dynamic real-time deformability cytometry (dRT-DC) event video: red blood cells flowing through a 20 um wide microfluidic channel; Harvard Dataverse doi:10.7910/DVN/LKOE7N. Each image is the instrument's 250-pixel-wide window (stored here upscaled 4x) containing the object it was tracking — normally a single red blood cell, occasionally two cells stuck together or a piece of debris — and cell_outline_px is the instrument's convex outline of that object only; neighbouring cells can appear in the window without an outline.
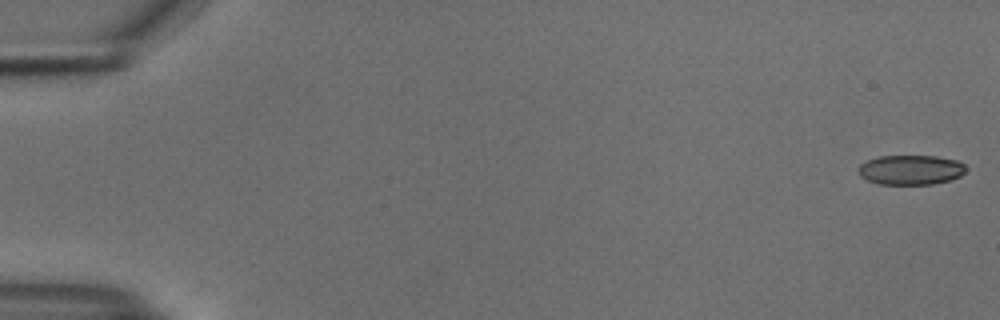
{"species": "common noctule bat (a hibernating species)", "species_latin": "Nyctalus noctula", "temperature_condition": "cold", "stored_images_in_passage": 54, "camera_frame_rate_fps": 3000, "um_per_image_px": 0.085, "animal": {"sex": "male", "body_mass_g": 18.8}, "frame": {"image": 1, "passage_image": 1, "time_ms": 0.0, "image_size_px": [1000, 320], "cell_outline_px": [[968, 168], [960, 176], [948, 180], [932, 184], [880, 184], [868, 180], [860, 176], [860, 164], [868, 160], [880, 156], [936, 156], [956, 160], [964, 164]], "centroid_in_image_um": [77.44, 14.43], "position_along_channel_um": 7.6, "area_um2": 18.44}}
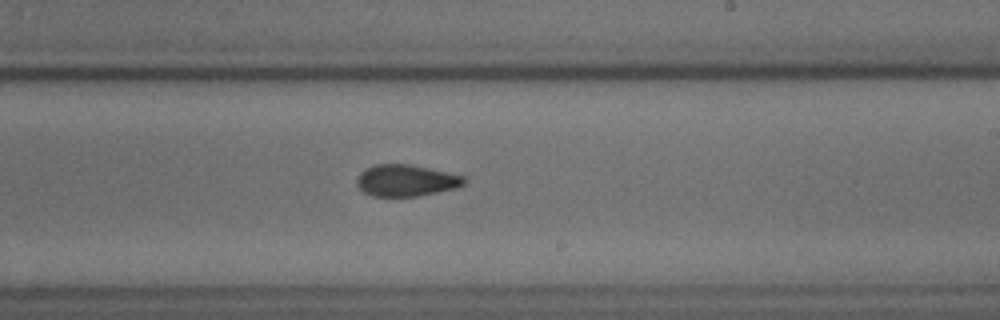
{"frame": {"image": 2, "passage_image": 33, "time_ms": 10.667, "image_size_px": [1000, 320], "cell_outline_px": [[468, 180], [464, 184], [456, 188], [416, 196], [372, 196], [364, 192], [356, 184], [356, 180], [360, 172], [364, 168], [376, 164], [408, 164], [468, 176]], "centroid_in_image_um": [34.53, 15.33], "position_along_channel_um": 254.5, "area_um2": 19.88}}
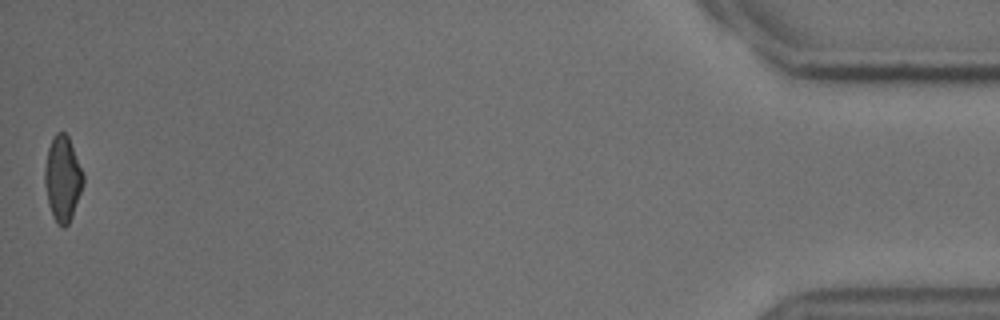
{"frame": {"image": 3, "passage_image": 54, "time_ms": 17.667, "image_size_px": [1000, 320], "cell_outline_px": [[84, 184], [72, 216], [68, 224], [64, 228], [60, 228], [56, 224], [52, 216], [48, 204], [44, 184], [44, 168], [48, 148], [56, 132], [64, 132], [68, 136], [84, 172]], "centroid_in_image_um": [5.32, 15.22], "position_along_channel_um": 429.9, "area_um2": 19.42}, "authors_computed_cell_mechanics": {"area_um2": 20.0277, "velocity_mm_per_s": 3.7598, "shape_relaxation_time_tau1_ms": null, "shape_relaxation_time_tau2_ms": 4.4862, "deformation_change_tau1": null, "deformation_change_tau2": 0.1096}}